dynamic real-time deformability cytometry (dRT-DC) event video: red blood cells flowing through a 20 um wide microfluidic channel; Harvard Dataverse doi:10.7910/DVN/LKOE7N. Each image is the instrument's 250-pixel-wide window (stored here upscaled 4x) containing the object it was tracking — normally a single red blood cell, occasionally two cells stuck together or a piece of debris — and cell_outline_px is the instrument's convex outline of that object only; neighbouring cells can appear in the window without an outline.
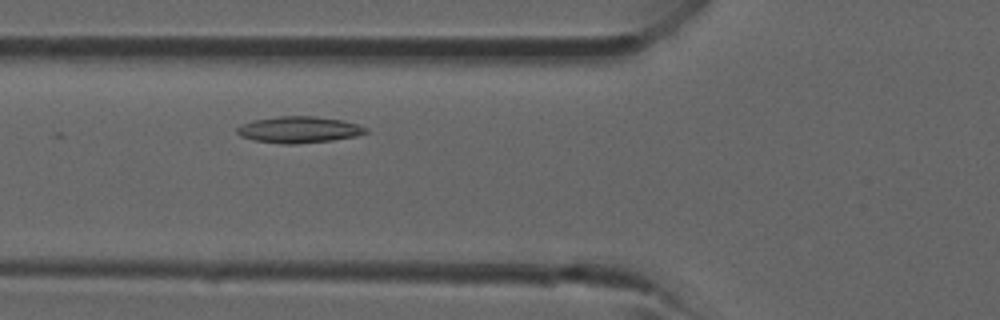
{"species": "common noctule bat (a hibernating species)", "species_latin": "Nyctalus noctula", "temperature_condition": "room temperature", "stored_images_in_passage": 34, "camera_frame_rate_fps": 3000, "um_per_image_px": 0.085, "animal": {"sex": "male", "forearm_length_mm": 52.5}, "frame": {"image": 1, "passage_image": 9, "time_ms": 2.667, "image_size_px": [1000, 320], "cell_outline_px": [[368, 132], [356, 136], [332, 140], [296, 144], [284, 144], [252, 140], [240, 136], [236, 132], [236, 128], [252, 120], [280, 116], [316, 116], [344, 120], [368, 128]], "centroid_in_image_um": [25.41, 11.02], "position_along_channel_um": 100.4, "area_um2": 19.88}}
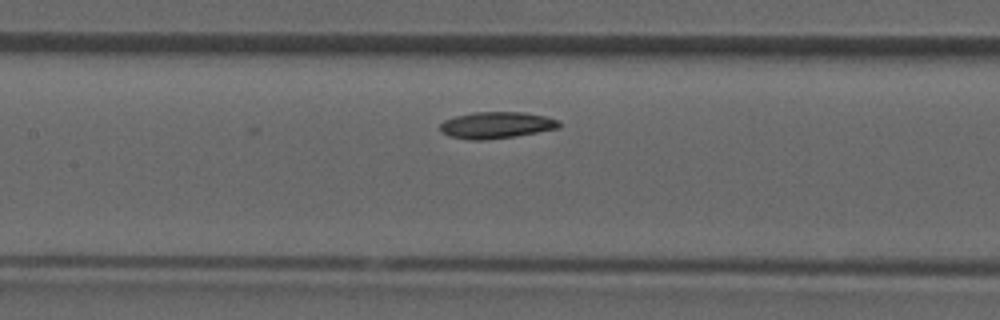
{"frame": {"image": 2, "passage_image": 13, "time_ms": 4.0, "image_size_px": [1000, 320], "cell_outline_px": [[560, 128], [512, 136], [484, 140], [472, 140], [448, 136], [440, 132], [440, 124], [444, 120], [456, 116], [472, 112], [524, 112], [544, 116], [560, 120]], "centroid_in_image_um": [42.16, 10.63], "position_along_channel_um": 165.2, "area_um2": 18.38}}
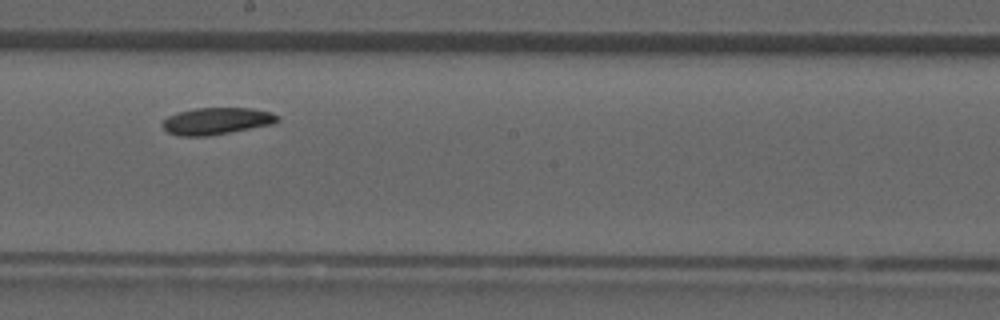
{"frame": {"image": 3, "passage_image": 17, "time_ms": 5.333, "image_size_px": [1000, 320], "cell_outline_px": [[280, 120], [276, 124], [208, 136], [180, 136], [168, 132], [160, 124], [168, 116], [180, 112], [196, 108], [252, 108], [272, 112], [280, 116]], "centroid_in_image_um": [18.47, 10.29], "position_along_channel_um": 229.7, "area_um2": 18.21}}